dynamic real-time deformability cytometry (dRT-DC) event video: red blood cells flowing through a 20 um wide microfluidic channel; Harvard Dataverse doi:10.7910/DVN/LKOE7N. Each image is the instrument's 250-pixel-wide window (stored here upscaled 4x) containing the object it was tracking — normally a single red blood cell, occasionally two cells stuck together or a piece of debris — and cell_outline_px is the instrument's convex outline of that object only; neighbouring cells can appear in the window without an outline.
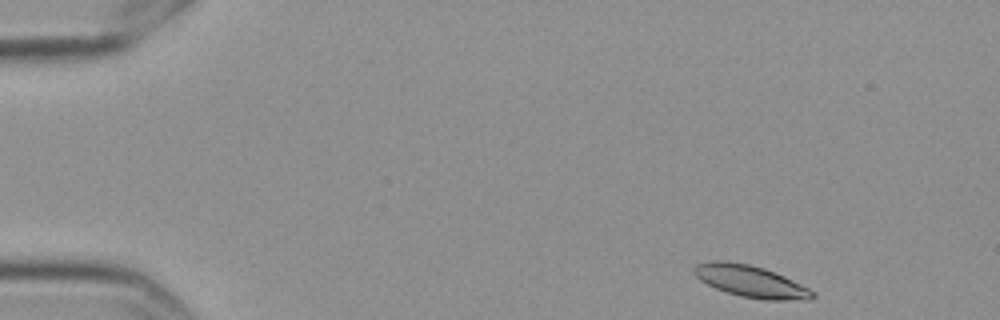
{"species": "Egyptian fruit bat (a non-hibernating species)", "species_latin": "Rousettus aegyptiacus", "temperature_condition": "cold", "stored_images_in_passage": 52, "camera_frame_rate_fps": 3000, "um_per_image_px": 0.085, "frame": {"image": 1, "passage_image": 1, "time_ms": 0.0, "image_size_px": [1000, 320], "cell_outline_px": [[816, 296], [808, 300], [764, 300], [740, 296], [716, 288], [700, 280], [692, 272], [692, 268], [696, 264], [712, 260], [724, 260], [748, 264], [764, 268], [784, 276], [816, 292]], "centroid_in_image_um": [63.8, 23.91], "position_along_channel_um": 21.2, "area_um2": 22.02}}
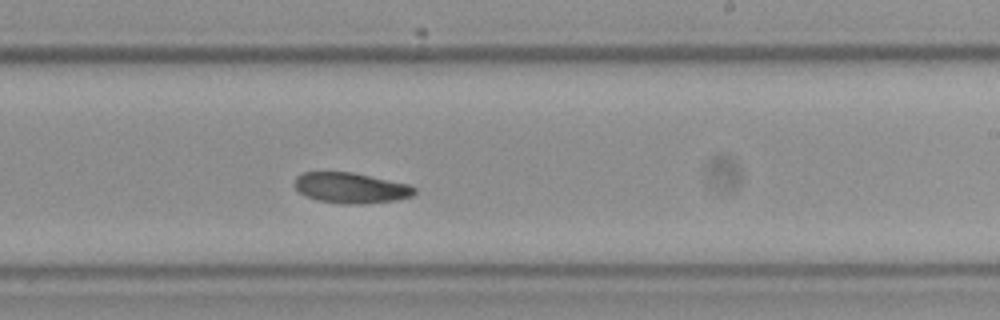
{"frame": {"image": 2, "passage_image": 30, "time_ms": 9.667, "image_size_px": [1000, 320], "cell_outline_px": [[416, 192], [412, 196], [396, 200], [364, 204], [344, 204], [316, 200], [304, 196], [292, 184], [296, 176], [304, 172], [352, 172], [408, 184], [416, 188]], "centroid_in_image_um": [29.79, 15.98], "position_along_channel_um": 259.2, "area_um2": 21.5}}
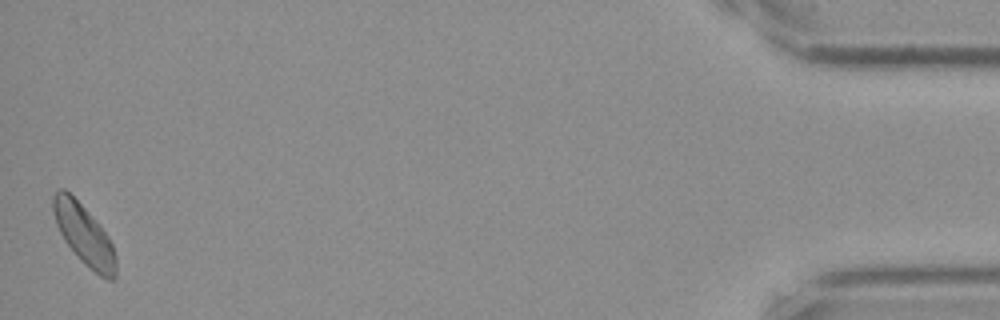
{"frame": {"image": 3, "passage_image": 52, "time_ms": 17.0, "image_size_px": [1000, 320], "cell_outline_px": [[116, 276], [112, 280], [108, 280], [100, 276], [84, 264], [80, 260], [64, 240], [56, 224], [52, 212], [52, 196], [60, 188], [64, 188], [100, 224], [108, 236], [112, 244], [116, 256]], "centroid_in_image_um": [7.15, 19.97], "position_along_channel_um": 428.1, "area_um2": 22.02}, "authors_computed_cell_mechanics": {"area_um2": 21.5594, "velocity_mm_per_s": 3.4789, "shape_relaxation_time_tau1_ms": 4.6562, "shape_relaxation_time_tau2_ms": null, "deformation_change_tau1": 0.1239, "deformation_change_tau2": null}}